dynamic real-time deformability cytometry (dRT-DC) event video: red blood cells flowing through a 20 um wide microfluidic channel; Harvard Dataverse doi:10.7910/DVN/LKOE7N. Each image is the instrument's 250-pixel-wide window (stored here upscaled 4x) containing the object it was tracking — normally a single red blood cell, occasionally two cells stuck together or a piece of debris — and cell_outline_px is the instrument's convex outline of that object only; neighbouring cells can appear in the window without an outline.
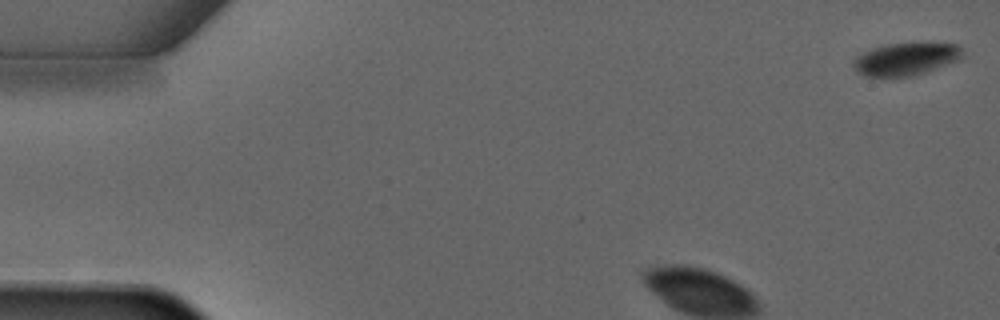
{"species": "common noctule bat (a hibernating species)", "species_latin": "Nyctalus noctula", "temperature_condition": "warm", "stored_images_in_passage": 4, "camera_frame_rate_fps": 3000, "um_per_image_px": 0.085, "animal": {"sex": "male", "forearm_length_mm": 52.5}, "frame": {"image": 1, "passage_image": 1, "time_ms": 0.0, "image_size_px": [1000, 320], "cell_outline_px": [[964, 56], [956, 60], [924, 72], [912, 76], [864, 76], [856, 72], [852, 64], [852, 60], [856, 56], [872, 48], [888, 44], [956, 44], [964, 52]], "centroid_in_image_um": [76.92, 5.03], "position_along_channel_um": 8.1, "area_um2": 20.23}}
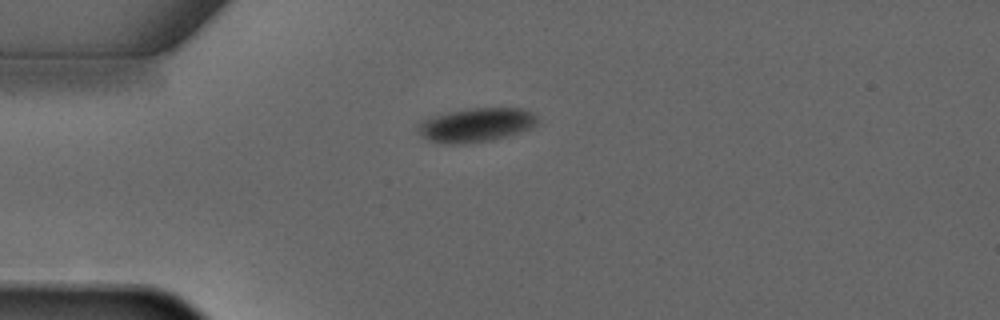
{"frame": {"image": 2, "passage_image": 4, "time_ms": 3.667, "image_size_px": [1000, 320], "cell_outline_px": [[540, 120], [532, 128], [520, 132], [492, 140], [464, 144], [448, 144], [428, 140], [416, 132], [416, 124], [420, 120], [432, 116], [448, 112], [468, 108], [524, 108], [532, 112]], "centroid_in_image_um": [40.44, 10.62], "position_along_channel_um": 44.6, "area_um2": 24.04}}